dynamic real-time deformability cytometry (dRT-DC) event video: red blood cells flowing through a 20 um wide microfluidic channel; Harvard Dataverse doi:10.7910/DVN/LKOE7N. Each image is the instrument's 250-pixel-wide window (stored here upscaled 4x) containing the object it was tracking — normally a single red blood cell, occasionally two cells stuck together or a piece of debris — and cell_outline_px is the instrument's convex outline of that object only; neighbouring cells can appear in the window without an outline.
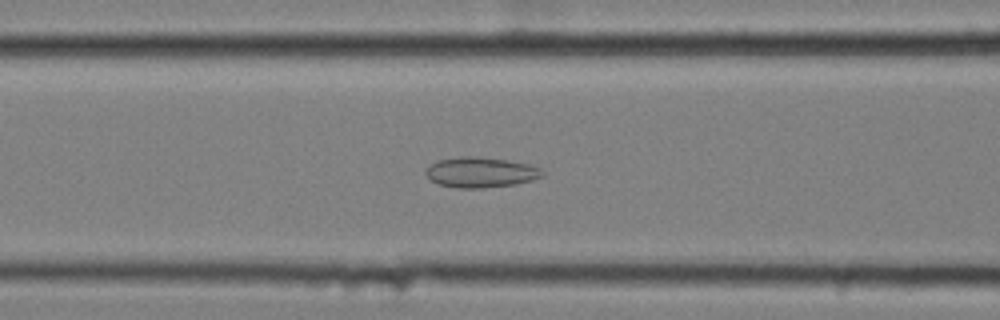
{"species": "common noctule bat (a hibernating species)", "species_latin": "Nyctalus noctula", "temperature_condition": "cold", "stored_images_in_passage": 19, "camera_frame_rate_fps": 3000, "um_per_image_px": 0.085, "animal": {"sex": "female", "body_mass_g": 25.1}, "frame": {"image": 1, "passage_image": 18, "time_ms": 5.667, "image_size_px": [1000, 320], "cell_outline_px": [[544, 176], [532, 180], [516, 184], [484, 188], [456, 188], [440, 184], [432, 180], [424, 172], [432, 164], [440, 160], [460, 156], [476, 156], [508, 160], [528, 164], [540, 168], [544, 172]], "centroid_in_image_um": [40.9, 14.65], "position_along_channel_um": 125.7, "area_um2": 20.52}}